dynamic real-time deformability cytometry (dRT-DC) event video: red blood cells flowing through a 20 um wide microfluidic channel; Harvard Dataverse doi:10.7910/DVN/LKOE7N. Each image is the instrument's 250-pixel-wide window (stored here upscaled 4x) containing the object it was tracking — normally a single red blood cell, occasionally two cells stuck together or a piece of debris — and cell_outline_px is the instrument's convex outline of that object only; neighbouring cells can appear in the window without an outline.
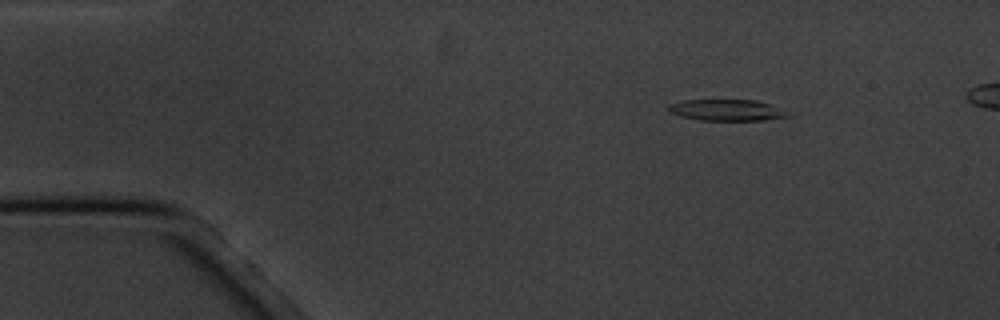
{"species": "common noctule bat (a hibernating species)", "species_latin": "Nyctalus noctula", "temperature_condition": "cold", "stored_images_in_passage": 5, "camera_frame_rate_fps": 3000, "um_per_image_px": 0.085, "animal": {"sex": "male", "body_mass_g": 20.1, "forearm_length_mm": 53.5}, "frame": {"image": 1, "passage_image": 1, "time_ms": 0.0, "image_size_px": [1000, 320], "cell_outline_px": [[792, 116], [764, 120], [700, 120], [680, 116], [668, 112], [668, 104], [684, 100], [756, 100], [768, 104]], "centroid_in_image_um": [61.68, 9.36], "position_along_channel_um": 23.3, "area_um2": 14.57}}
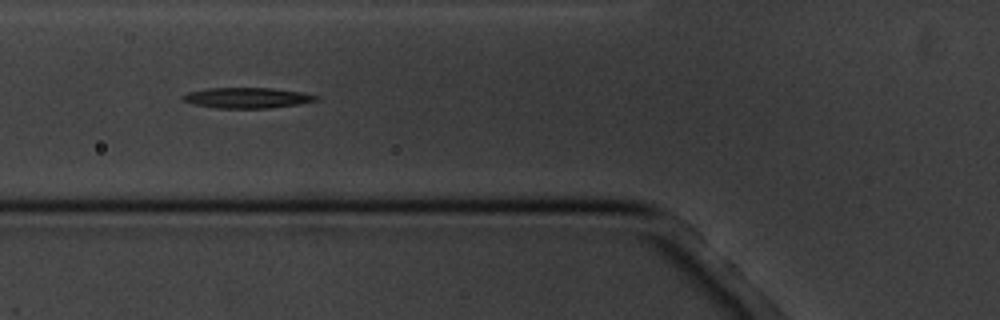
{"frame": {"image": 2, "passage_image": 4, "time_ms": 4.333, "image_size_px": [1000, 320], "cell_outline_px": [[320, 100], [300, 104], [272, 108], [216, 108], [192, 104], [184, 100], [180, 96], [188, 92], [208, 88], [272, 88], [300, 92], [320, 96]], "centroid_in_image_um": [21.03, 8.32], "position_along_channel_um": 104.8, "area_um2": 16.07}}
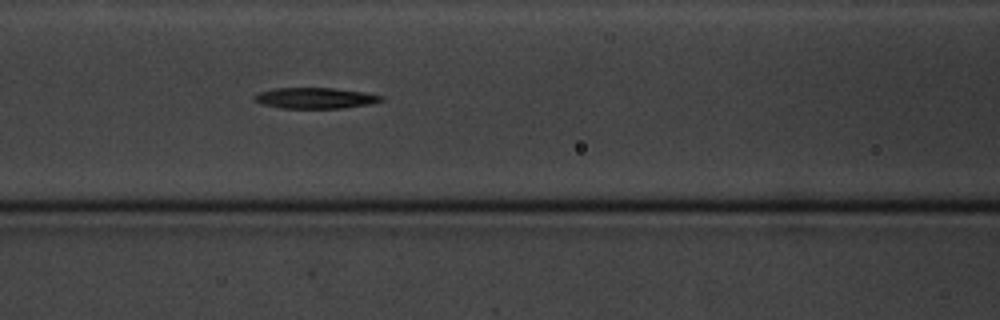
{"frame": {"image": 3, "passage_image": 5, "time_ms": 5.333, "image_size_px": [1000, 320], "cell_outline_px": [[384, 100], [368, 104], [344, 108], [280, 108], [260, 104], [252, 96], [256, 92], [276, 88], [332, 88], [364, 92], [384, 96]], "centroid_in_image_um": [26.75, 8.33], "position_along_channel_um": 139.8, "area_um2": 15.49}}